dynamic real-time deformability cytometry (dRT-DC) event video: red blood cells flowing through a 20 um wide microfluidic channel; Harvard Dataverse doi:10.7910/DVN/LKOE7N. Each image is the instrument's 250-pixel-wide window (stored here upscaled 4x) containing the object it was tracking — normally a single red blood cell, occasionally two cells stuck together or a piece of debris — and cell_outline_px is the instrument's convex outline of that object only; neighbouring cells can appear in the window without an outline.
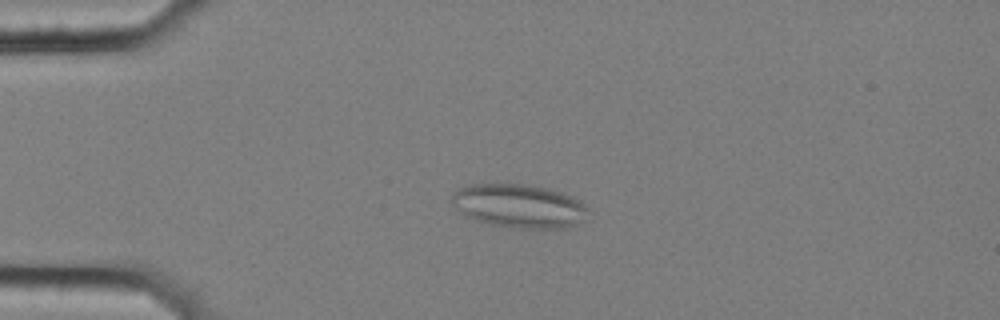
{"species": "common noctule bat (a hibernating species)", "species_latin": "Nyctalus noctula", "temperature_condition": "cold", "stored_images_in_passage": 55, "camera_frame_rate_fps": 3000, "um_per_image_px": 0.085, "animal": {"sex": "female", "body_mass_g": 25.1}, "frame": {"image": 1, "passage_image": 11, "time_ms": 3.333, "image_size_px": [1000, 320], "cell_outline_px": [[588, 220], [568, 228], [512, 228], [472, 220], [464, 216], [448, 200], [452, 192], [460, 188], [472, 184], [524, 184], [548, 188], [564, 192], [580, 200], [588, 208]], "centroid_in_image_um": [44.13, 17.51], "position_along_channel_um": 40.9, "area_um2": 35.43}}
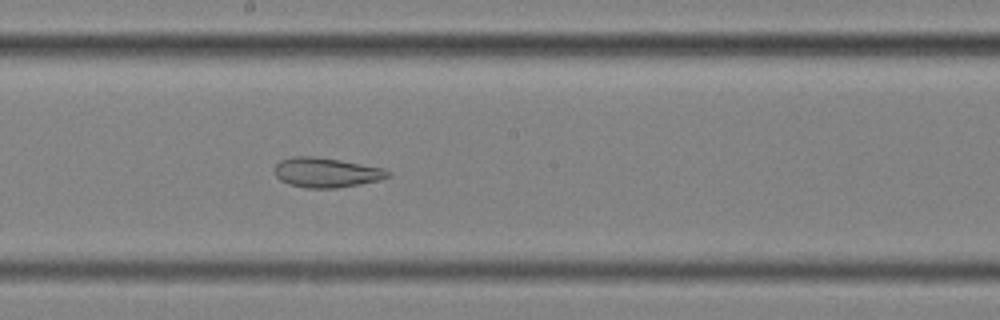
{"frame": {"image": 2, "passage_image": 29, "time_ms": 9.333, "image_size_px": [1000, 320], "cell_outline_px": [[392, 172], [388, 176], [380, 180], [360, 184], [336, 188], [308, 188], [288, 184], [280, 180], [276, 176], [272, 168], [280, 160], [292, 156], [312, 156], [340, 160], [384, 168]], "centroid_in_image_um": [27.7, 14.66], "position_along_channel_um": 220.5, "area_um2": 19.77}}
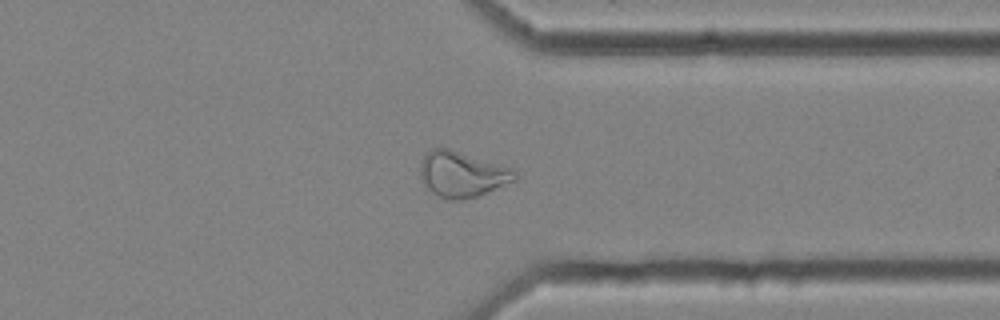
{"frame": {"image": 3, "passage_image": 42, "time_ms": 13.667, "image_size_px": [1000, 320], "cell_outline_px": [[520, 176], [516, 180], [476, 196], [460, 200], [448, 200], [432, 192], [424, 184], [420, 176], [420, 160], [432, 148], [452, 148], [516, 168]], "centroid_in_image_um": [39.33, 14.77], "position_along_channel_um": 372.1, "area_um2": 25.66}, "authors_computed_cell_mechanics": {"area_um2": 27.6862, "velocity_mm_per_s": 3.5116, "shape_relaxation_time_tau1_ms": null, "shape_relaxation_time_tau2_ms": 2.7091, "deformation_change_tau1": null, "deformation_change_tau2": 0.1018}}